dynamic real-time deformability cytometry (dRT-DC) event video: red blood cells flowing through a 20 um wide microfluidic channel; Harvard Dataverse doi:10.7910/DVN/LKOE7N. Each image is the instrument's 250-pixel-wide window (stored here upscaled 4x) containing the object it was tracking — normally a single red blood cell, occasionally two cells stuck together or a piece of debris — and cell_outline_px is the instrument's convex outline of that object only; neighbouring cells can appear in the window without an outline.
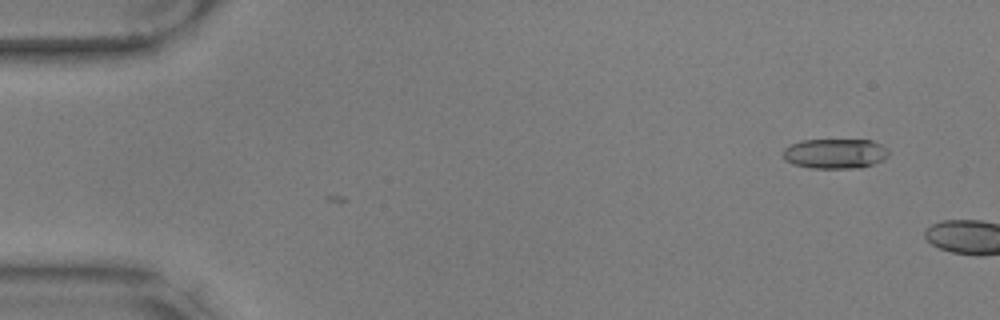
{"species": "common noctule bat (a hibernating species)", "species_latin": "Nyctalus noctula", "temperature_condition": "warm", "stored_images_in_passage": 7, "camera_frame_rate_fps": 3000, "um_per_image_px": 0.085, "animal": {"sex": "male", "body_mass_g": 17.9, "forearm_length_mm": 54.2}, "frame": {"image": 1, "passage_image": 7, "time_ms": 2.0, "image_size_px": [1000, 320], "cell_outline_px": [[888, 156], [884, 160], [860, 168], [808, 168], [792, 164], [784, 160], [784, 148], [800, 140], [872, 140], [880, 144], [888, 152]], "centroid_in_image_um": [70.96, 13.06], "position_along_channel_um": 14.0, "area_um2": 18.44}}